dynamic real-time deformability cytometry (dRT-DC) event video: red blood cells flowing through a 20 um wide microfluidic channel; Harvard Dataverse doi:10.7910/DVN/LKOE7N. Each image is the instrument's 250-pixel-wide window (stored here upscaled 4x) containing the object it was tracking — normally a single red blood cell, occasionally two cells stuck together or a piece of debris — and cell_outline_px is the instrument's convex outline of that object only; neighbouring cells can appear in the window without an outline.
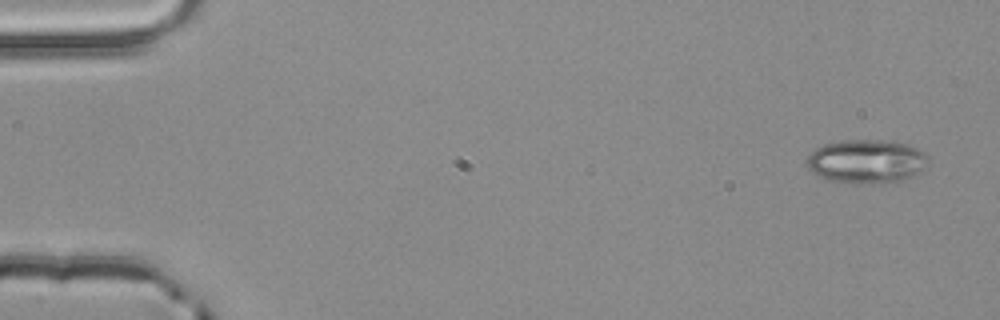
{"species": "common noctule bat (a hibernating species)", "species_latin": "Nyctalus noctula", "temperature_condition": "room temperature", "stored_images_in_passage": 4, "camera_frame_rate_fps": 3000, "um_per_image_px": 0.085, "animal": {"sex": "male", "body_mass_g": 20.4}, "frame": {"image": 1, "passage_image": 1, "time_ms": 0.0, "image_size_px": [1000, 320], "cell_outline_px": [[928, 164], [924, 168], [912, 176], [904, 180], [884, 184], [868, 184], [828, 180], [812, 172], [808, 168], [808, 156], [816, 148], [824, 144], [840, 140], [884, 140], [908, 144], [924, 152], [928, 156]], "centroid_in_image_um": [73.68, 13.72], "position_along_channel_um": 11.3, "area_um2": 31.1}}